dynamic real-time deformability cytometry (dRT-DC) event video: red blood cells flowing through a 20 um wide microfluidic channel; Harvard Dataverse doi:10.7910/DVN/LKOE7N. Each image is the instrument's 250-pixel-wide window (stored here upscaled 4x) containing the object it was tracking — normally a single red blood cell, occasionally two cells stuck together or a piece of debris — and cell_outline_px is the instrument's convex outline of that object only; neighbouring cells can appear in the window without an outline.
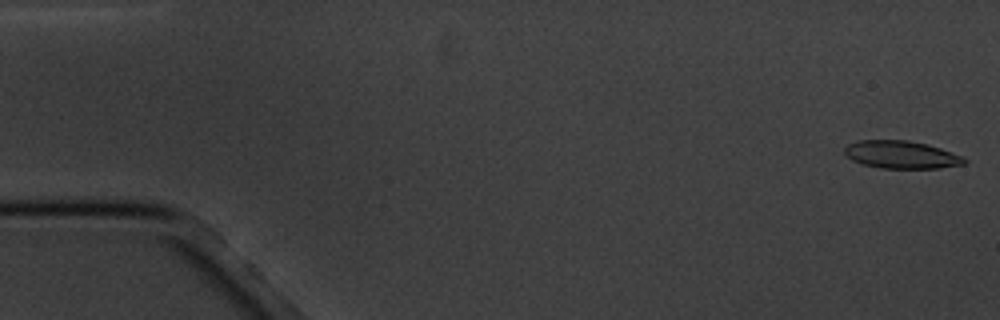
{"species": "common noctule bat (a hibernating species)", "species_latin": "Nyctalus noctula", "temperature_condition": "cold", "stored_images_in_passage": 5, "camera_frame_rate_fps": 3000, "um_per_image_px": 0.085, "animal": {"sex": "male", "body_mass_g": 20.1, "forearm_length_mm": 53.5}, "frame": {"image": 1, "passage_image": 1, "time_ms": 0.0, "image_size_px": [1000, 320], "cell_outline_px": [[968, 160], [964, 164], [940, 168], [880, 168], [864, 164], [852, 160], [844, 152], [844, 148], [848, 144], [860, 140], [908, 140], [928, 144], [964, 156]], "centroid_in_image_um": [76.65, 13.14], "position_along_channel_um": 8.4, "area_um2": 19.36}}
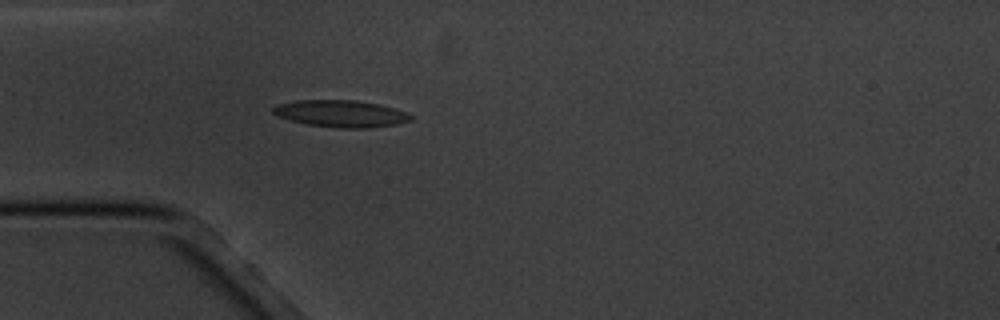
{"frame": {"image": 2, "passage_image": 5, "time_ms": 5.0, "image_size_px": [1000, 320], "cell_outline_px": [[412, 120], [396, 124], [368, 128], [340, 128], [308, 124], [276, 116], [272, 112], [272, 108], [276, 104], [296, 100], [356, 100], [380, 104], [404, 112], [412, 116]], "centroid_in_image_um": [28.94, 9.65], "position_along_channel_um": 56.1, "area_um2": 21.5}}